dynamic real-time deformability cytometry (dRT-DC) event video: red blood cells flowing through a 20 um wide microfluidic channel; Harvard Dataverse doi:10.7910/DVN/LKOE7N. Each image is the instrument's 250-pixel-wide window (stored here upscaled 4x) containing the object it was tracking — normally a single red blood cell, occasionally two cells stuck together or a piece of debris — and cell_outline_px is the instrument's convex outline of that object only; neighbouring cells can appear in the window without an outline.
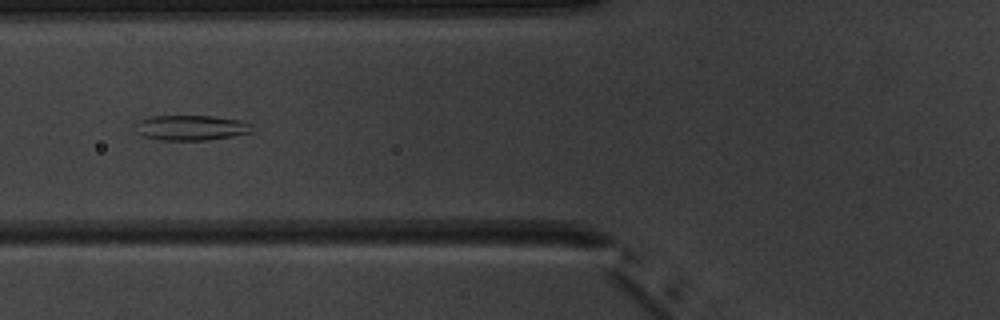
{"species": "common noctule bat (a hibernating species)", "species_latin": "Nyctalus noctula", "temperature_condition": "warm", "stored_images_in_passage": 6, "camera_frame_rate_fps": 3000, "um_per_image_px": 0.085, "animal": {"sex": "male", "body_mass_g": 20.1, "forearm_length_mm": 53.5}, "frame": {"image": 1, "passage_image": 6, "time_ms": 5.667, "image_size_px": [1000, 320], "cell_outline_px": [[252, 124], [248, 132], [232, 136], [208, 140], [160, 140], [140, 136], [136, 132], [132, 124], [140, 120], [152, 116], [212, 116], [240, 120]], "centroid_in_image_um": [16.13, 10.86], "position_along_channel_um": 109.7, "area_um2": 17.17}}